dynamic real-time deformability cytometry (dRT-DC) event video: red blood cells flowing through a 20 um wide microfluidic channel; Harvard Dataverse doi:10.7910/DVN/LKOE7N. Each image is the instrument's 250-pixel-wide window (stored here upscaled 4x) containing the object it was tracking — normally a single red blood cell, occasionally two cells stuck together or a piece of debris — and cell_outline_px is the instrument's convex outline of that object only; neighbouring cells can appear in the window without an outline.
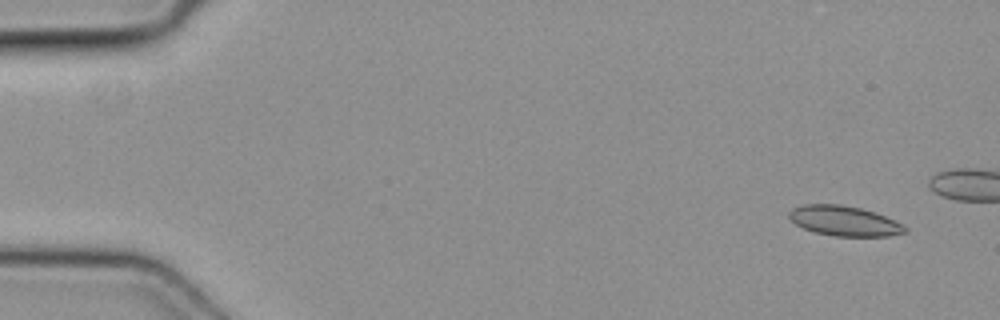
{"species": "common noctule bat (a hibernating species)", "species_latin": "Nyctalus noctula", "temperature_condition": "cold", "stored_images_in_passage": 8, "camera_frame_rate_fps": 3000, "um_per_image_px": 0.085, "animal": {"sex": "female", "body_mass_g": 19.3, "forearm_length_mm": 54.1}, "frame": {"image": 1, "passage_image": 3, "time_ms": 0.667, "image_size_px": [1000, 320], "cell_outline_px": [[908, 232], [888, 236], [836, 236], [812, 232], [796, 224], [788, 216], [788, 212], [792, 208], [804, 204], [840, 204], [860, 208], [884, 216], [904, 224], [908, 228]], "centroid_in_image_um": [71.76, 18.78], "position_along_channel_um": 13.2, "area_um2": 20.29}}